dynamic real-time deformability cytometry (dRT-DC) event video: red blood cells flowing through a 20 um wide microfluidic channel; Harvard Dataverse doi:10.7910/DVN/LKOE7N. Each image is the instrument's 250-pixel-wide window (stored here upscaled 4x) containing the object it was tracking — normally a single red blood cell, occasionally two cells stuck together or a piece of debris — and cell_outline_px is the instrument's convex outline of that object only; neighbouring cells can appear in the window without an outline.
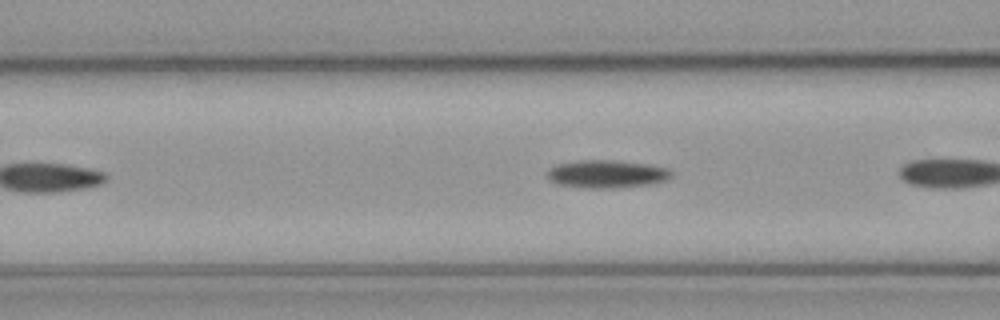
{"species": "common noctule bat (a hibernating species)", "species_latin": "Nyctalus noctula", "temperature_condition": "cold", "stored_images_in_passage": 28, "camera_frame_rate_fps": 3000, "um_per_image_px": 0.085, "animal": {"sex": "male", "body_mass_g": 23.1, "forearm_length_mm": 52.7}, "frame": {"image": 1, "passage_image": 5, "time_ms": 1.333, "image_size_px": [1000, 320], "cell_outline_px": [[672, 176], [664, 180], [652, 184], [612, 188], [592, 188], [556, 184], [548, 176], [548, 172], [556, 164], [580, 160], [612, 160], [652, 164], [668, 168], [672, 172]], "centroid_in_image_um": [51.63, 14.78], "position_along_channel_um": 115.0, "area_um2": 20.06}}
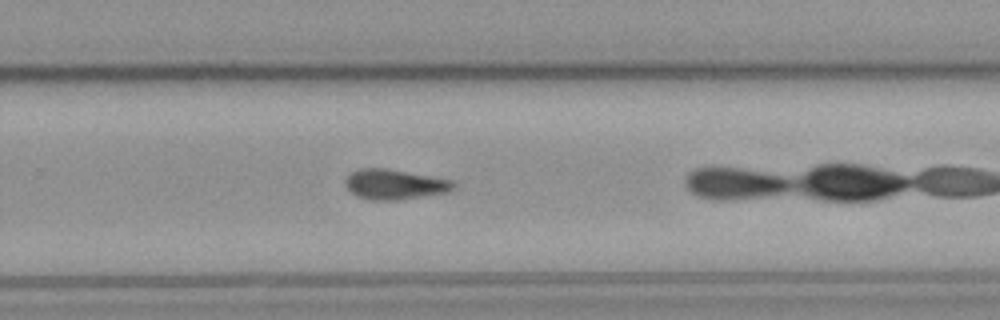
{"frame": {"image": 2, "passage_image": 20, "time_ms": 6.333, "image_size_px": [1000, 320], "cell_outline_px": [[456, 188], [448, 192], [396, 200], [372, 200], [356, 196], [344, 184], [344, 180], [352, 172], [360, 168], [388, 168], [452, 180], [456, 184]], "centroid_in_image_um": [33.55, 15.66], "position_along_channel_um": 296.2, "area_um2": 18.96}}